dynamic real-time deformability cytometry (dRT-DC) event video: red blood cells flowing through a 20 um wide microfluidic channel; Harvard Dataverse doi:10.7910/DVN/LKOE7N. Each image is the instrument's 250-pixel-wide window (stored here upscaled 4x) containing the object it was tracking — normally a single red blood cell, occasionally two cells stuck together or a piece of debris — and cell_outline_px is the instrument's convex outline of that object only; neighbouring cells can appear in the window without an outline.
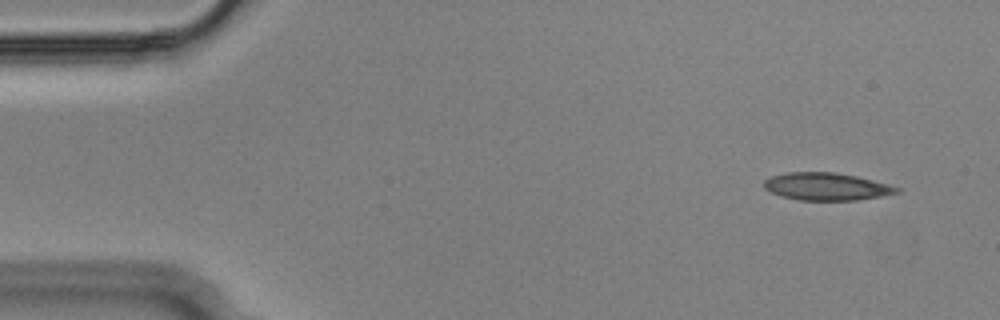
{"species": "Egyptian fruit bat (a non-hibernating species)", "species_latin": "Rousettus aegyptiacus", "temperature_condition": "cold", "stored_images_in_passage": 51, "camera_frame_rate_fps": 3000, "um_per_image_px": 0.085, "animal": {"sex": "male"}, "frame": {"image": 1, "passage_image": 1, "time_ms": 0.0, "image_size_px": [1000, 320], "cell_outline_px": [[900, 192], [880, 196], [856, 200], [800, 200], [780, 196], [764, 188], [764, 180], [772, 176], [788, 172], [836, 172], [856, 176], [888, 184], [900, 188]], "centroid_in_image_um": [70.24, 15.85], "position_along_channel_um": 14.8, "area_um2": 21.15}}
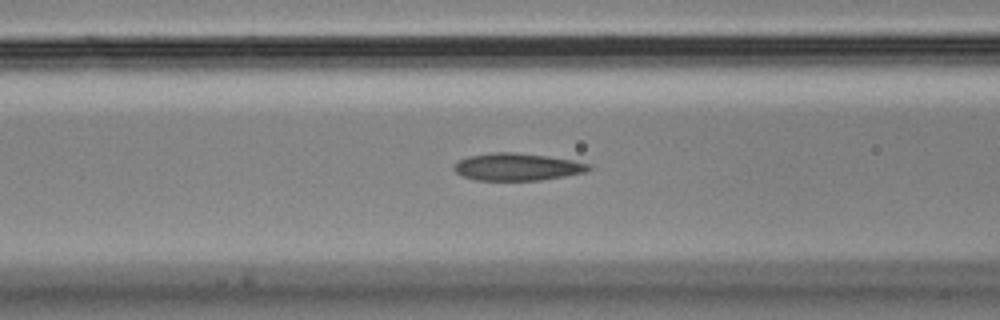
{"frame": {"image": 2, "passage_image": 18, "time_ms": 5.667, "image_size_px": [1000, 320], "cell_outline_px": [[592, 168], [584, 172], [564, 176], [540, 180], [476, 180], [460, 176], [452, 168], [460, 160], [468, 156], [492, 152], [516, 152], [548, 156], [572, 160], [592, 164]], "centroid_in_image_um": [43.95, 14.18], "position_along_channel_um": 122.6, "area_um2": 21.5}}
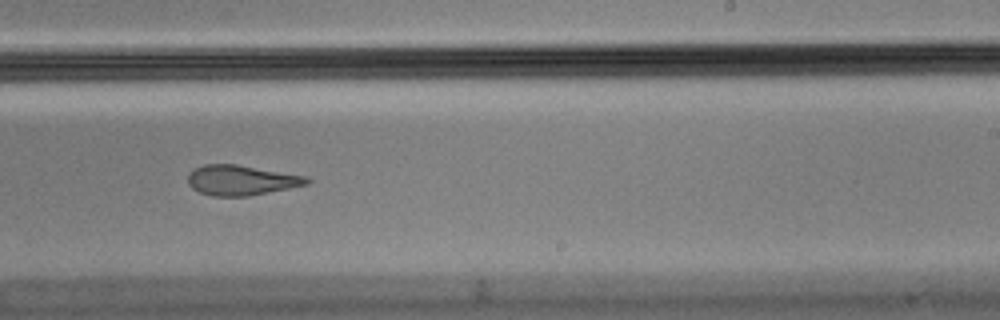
{"frame": {"image": 3, "passage_image": 30, "time_ms": 9.667, "image_size_px": [1000, 320], "cell_outline_px": [[312, 180], [308, 184], [248, 196], [212, 196], [200, 192], [192, 188], [188, 184], [188, 176], [192, 168], [204, 164], [236, 164], [308, 176]], "centroid_in_image_um": [20.49, 15.31], "position_along_channel_um": 268.5, "area_um2": 20.92}, "authors_computed_cell_mechanics": {"area_um2": 21.964, "velocity_mm_per_s": 3.649, "shape_relaxation_time_tau1_ms": null, "shape_relaxation_time_tau2_ms": 3.3762, "deformation_change_tau1": null, "deformation_change_tau2": 0.1129}}